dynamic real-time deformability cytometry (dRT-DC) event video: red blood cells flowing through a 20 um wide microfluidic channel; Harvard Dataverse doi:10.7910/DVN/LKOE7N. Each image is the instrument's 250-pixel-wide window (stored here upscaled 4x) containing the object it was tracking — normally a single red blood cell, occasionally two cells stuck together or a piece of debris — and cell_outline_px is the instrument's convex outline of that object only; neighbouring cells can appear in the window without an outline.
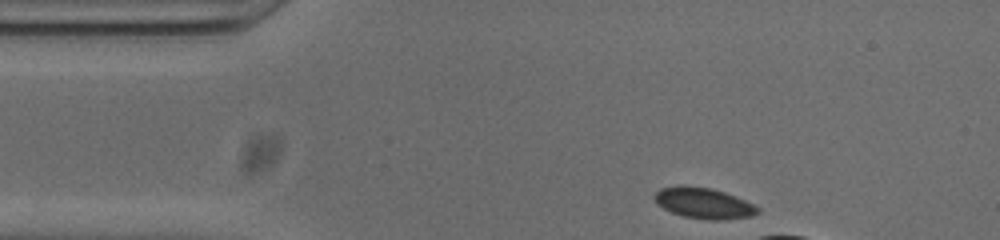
{"species": "common noctule bat (a hibernating species)", "species_latin": "Nyctalus noctula", "temperature_condition": "cold", "stored_images_in_passage": 7, "camera_frame_rate_fps": 3000, "um_per_image_px": 0.085, "animal": {"sex": "male", "body_mass_g": 20.0, "forearm_length_mm": 53.3}, "frame": {"image": 1, "passage_image": 1, "time_ms": 0.0, "image_size_px": [1000, 240], "cell_outline_px": [[760, 212], [752, 216], [720, 220], [708, 220], [684, 216], [672, 212], [656, 204], [652, 196], [660, 188], [680, 184], [708, 188], [724, 192], [744, 200], [760, 208]], "centroid_in_image_um": [59.77, 17.26], "position_along_channel_um": 25.2, "area_um2": 18.55}}